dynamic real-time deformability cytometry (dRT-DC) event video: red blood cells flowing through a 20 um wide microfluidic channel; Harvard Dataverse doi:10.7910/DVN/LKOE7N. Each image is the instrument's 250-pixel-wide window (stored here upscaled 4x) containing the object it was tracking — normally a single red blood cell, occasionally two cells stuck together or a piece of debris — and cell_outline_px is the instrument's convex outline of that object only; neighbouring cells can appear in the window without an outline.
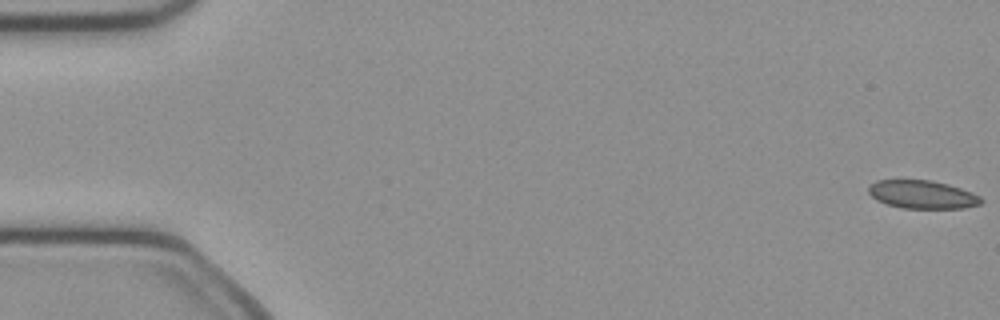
{"species": "common noctule bat (a hibernating species)", "species_latin": "Nyctalus noctula", "temperature_condition": "cold", "stored_images_in_passage": 51, "camera_frame_rate_fps": 3000, "um_per_image_px": 0.085, "animal": {"sex": "female", "body_mass_g": 21.9}, "frame": {"image": 1, "passage_image": 1, "time_ms": 0.0, "image_size_px": [1000, 320], "cell_outline_px": [[984, 200], [980, 204], [964, 208], [904, 208], [888, 204], [876, 200], [868, 192], [868, 184], [876, 180], [928, 180], [948, 184], [972, 192], [980, 196]], "centroid_in_image_um": [78.39, 16.53], "position_along_channel_um": 6.6, "area_um2": 18.5}}
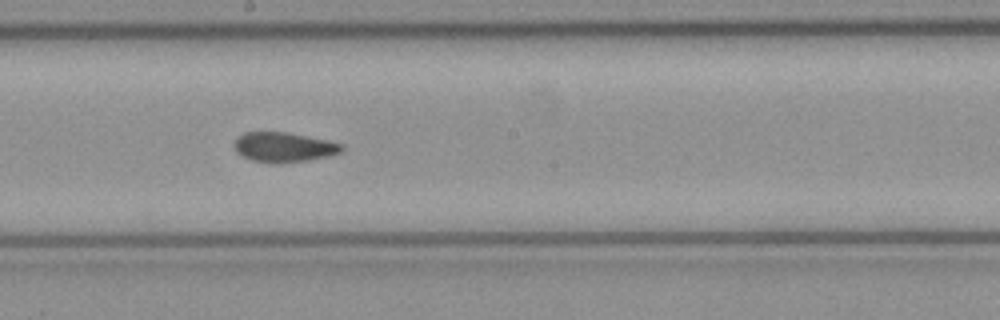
{"frame": {"image": 2, "passage_image": 28, "time_ms": 9.0, "image_size_px": [1000, 320], "cell_outline_px": [[344, 148], [340, 152], [332, 156], [308, 160], [280, 164], [272, 164], [252, 160], [236, 152], [232, 144], [236, 136], [244, 132], [288, 132], [344, 144]], "centroid_in_image_um": [24.1, 12.52], "position_along_channel_um": 224.1, "area_um2": 19.02}}
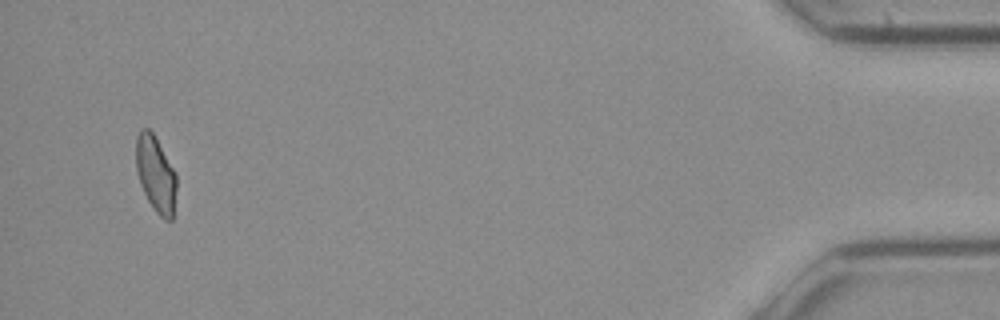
{"frame": {"image": 3, "passage_image": 49, "time_ms": 16.0, "image_size_px": [1000, 320], "cell_outline_px": [[176, 188], [172, 220], [164, 220], [156, 212], [148, 200], [140, 184], [136, 168], [136, 136], [140, 128], [148, 128], [152, 132], [176, 172]], "centroid_in_image_um": [13.23, 14.78], "position_along_channel_um": 422.0, "area_um2": 17.86}, "authors_computed_cell_mechanics": {"area_um2": 18.8428, "velocity_mm_per_s": 4.053, "shape_relaxation_time_tau1_ms": null, "shape_relaxation_time_tau2_ms": 1.93, "deformation_change_tau1": null, "deformation_change_tau2": 0.0657}}